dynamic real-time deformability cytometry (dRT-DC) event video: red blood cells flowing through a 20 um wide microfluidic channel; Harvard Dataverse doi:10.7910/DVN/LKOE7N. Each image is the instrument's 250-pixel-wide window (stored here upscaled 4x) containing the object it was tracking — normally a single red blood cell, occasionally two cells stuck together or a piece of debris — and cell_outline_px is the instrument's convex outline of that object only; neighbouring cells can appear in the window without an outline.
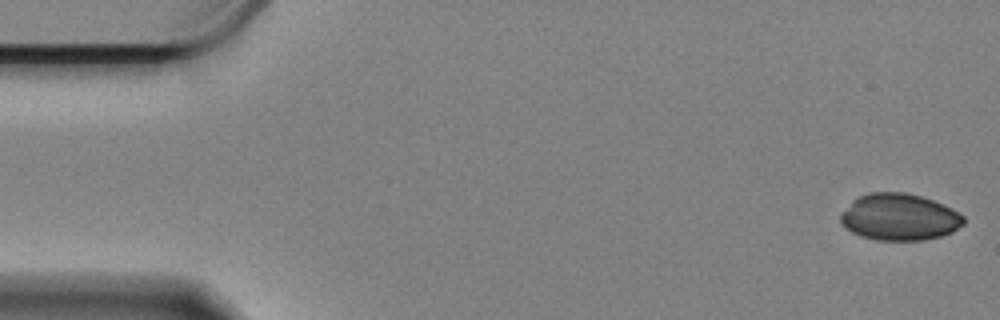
{"species": "Egyptian fruit bat (a non-hibernating species)", "species_latin": "Rousettus aegyptiacus", "temperature_condition": "cold", "stored_images_in_passage": 57, "camera_frame_rate_fps": 3000, "um_per_image_px": 0.085, "animal": {"sex": "female"}, "frame": {"image": 1, "passage_image": 1, "time_ms": 0.0, "image_size_px": [1000, 320], "cell_outline_px": [[964, 224], [952, 232], [940, 236], [924, 240], [876, 240], [852, 232], [840, 220], [840, 216], [852, 200], [868, 192], [904, 192], [920, 196], [932, 200], [964, 216]], "centroid_in_image_um": [76.44, 18.45], "position_along_channel_um": 8.6, "area_um2": 33.0}}
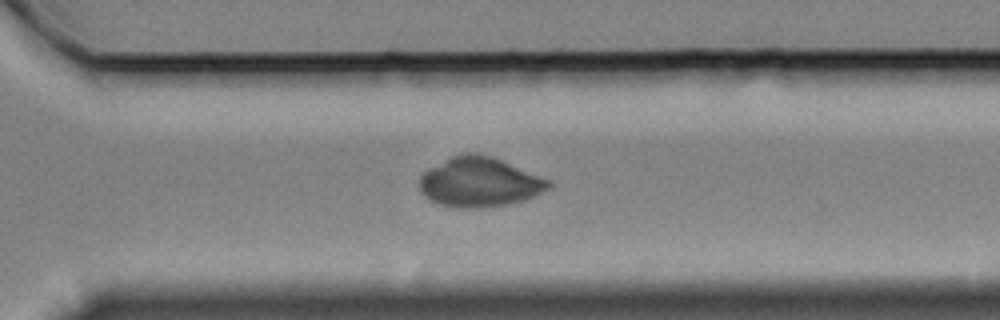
{"frame": {"image": 2, "passage_image": 41, "time_ms": 13.333, "image_size_px": [1000, 320], "cell_outline_px": [[552, 188], [524, 200], [504, 204], [476, 208], [456, 208], [436, 204], [424, 196], [420, 192], [420, 176], [428, 168], [452, 156], [464, 152], [476, 152], [492, 156], [552, 180]], "centroid_in_image_um": [40.76, 15.47], "position_along_channel_um": 329.8, "area_um2": 37.69}}
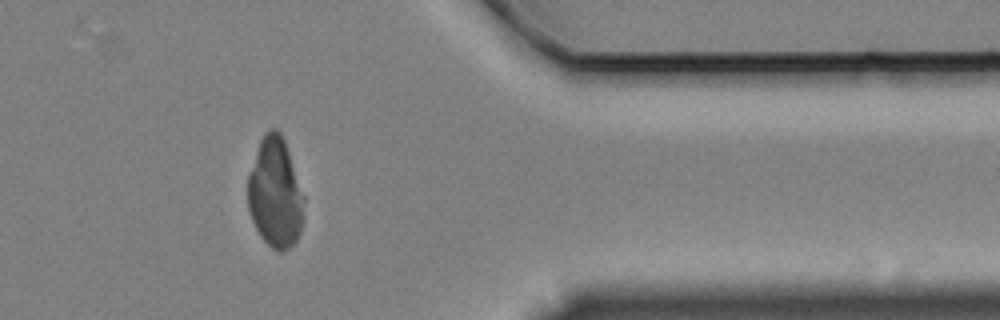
{"frame": {"image": 3, "passage_image": 48, "time_ms": 15.667, "image_size_px": [1000, 320], "cell_outline_px": [[304, 220], [300, 232], [296, 240], [288, 248], [280, 252], [276, 252], [260, 236], [252, 220], [248, 208], [248, 176], [260, 140], [264, 132], [268, 128], [276, 128], [280, 132], [284, 140], [304, 196]], "centroid_in_image_um": [23.4, 16.41], "position_along_channel_um": 388.0, "area_um2": 36.01}}